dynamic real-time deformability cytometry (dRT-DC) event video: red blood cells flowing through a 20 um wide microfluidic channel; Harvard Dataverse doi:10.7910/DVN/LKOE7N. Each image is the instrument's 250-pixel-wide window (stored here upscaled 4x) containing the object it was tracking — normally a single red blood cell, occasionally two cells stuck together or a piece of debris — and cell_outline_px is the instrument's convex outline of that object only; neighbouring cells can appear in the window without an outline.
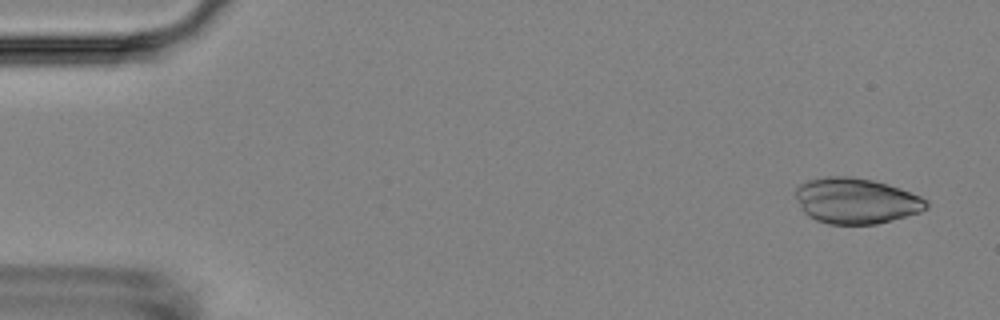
{"species": "Egyptian fruit bat (a non-hibernating species)", "species_latin": "Rousettus aegyptiacus", "temperature_condition": "room temperature", "stored_images_in_passage": 13, "camera_frame_rate_fps": 3000, "um_per_image_px": 0.085, "animal": {"sex": "female"}, "frame": {"image": 1, "passage_image": 1, "time_ms": 0.0, "image_size_px": [1000, 320], "cell_outline_px": [[928, 208], [920, 212], [876, 224], [828, 224], [816, 220], [808, 216], [804, 212], [796, 196], [796, 188], [800, 184], [808, 180], [824, 176], [852, 176], [872, 180], [888, 184], [900, 188], [920, 196], [928, 200]], "centroid_in_image_um": [72.77, 17.06], "position_along_channel_um": 12.2, "area_um2": 34.8}}
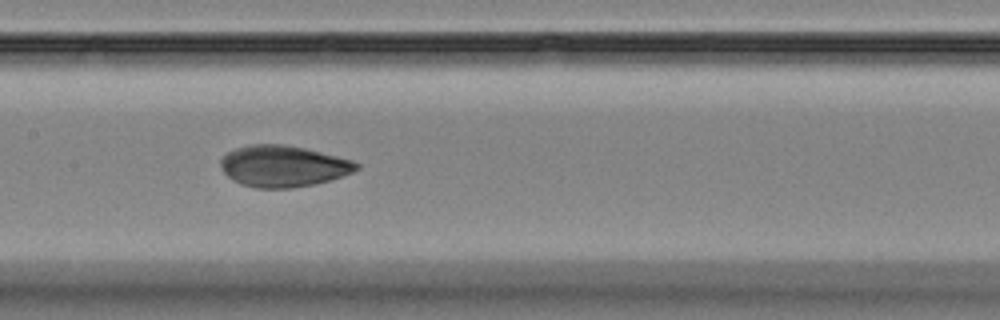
{"frame": {"image": 2, "passage_image": 7, "time_ms": 8.0, "image_size_px": [1000, 320], "cell_outline_px": [[360, 168], [344, 176], [312, 184], [292, 188], [256, 188], [240, 184], [232, 180], [224, 172], [220, 164], [220, 160], [228, 152], [236, 148], [252, 144], [284, 144], [304, 148], [352, 160], [360, 164]], "centroid_in_image_um": [24.06, 14.12], "position_along_channel_um": 183.3, "area_um2": 32.6}}
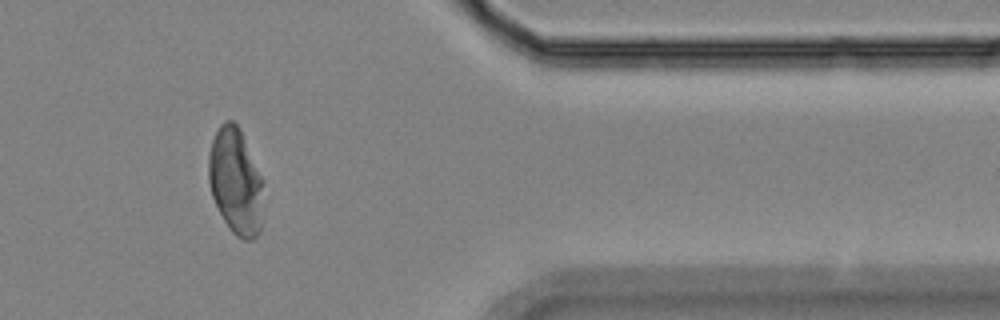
{"frame": {"image": 3, "passage_image": 12, "time_ms": 14.333, "image_size_px": [1000, 320], "cell_outline_px": [[264, 180], [260, 232], [252, 240], [244, 240], [236, 236], [228, 228], [212, 196], [208, 180], [208, 156], [212, 140], [220, 124], [224, 120], [232, 120], [240, 128]], "centroid_in_image_um": [20.04, 15.41], "position_along_channel_um": 391.4, "area_um2": 34.33}}